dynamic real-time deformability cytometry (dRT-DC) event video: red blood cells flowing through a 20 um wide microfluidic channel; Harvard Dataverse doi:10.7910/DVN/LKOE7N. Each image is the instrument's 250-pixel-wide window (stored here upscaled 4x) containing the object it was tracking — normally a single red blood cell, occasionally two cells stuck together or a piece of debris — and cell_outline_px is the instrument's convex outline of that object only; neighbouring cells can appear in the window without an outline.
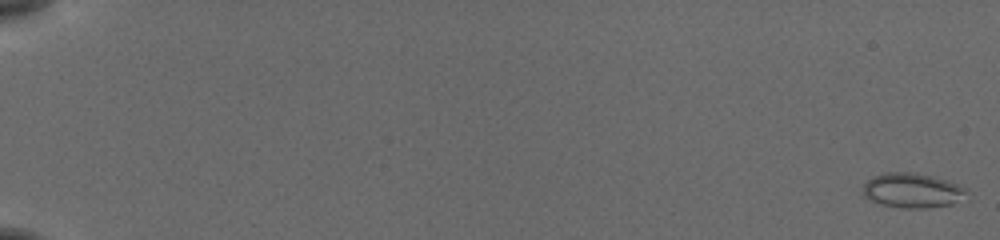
{"species": "common noctule bat (a hibernating species)", "species_latin": "Nyctalus noctula", "temperature_condition": "cold", "stored_images_in_passage": 58, "segment_of_instrument_passage": [1, 2], "camera_frame_rate_fps": 3000, "um_per_image_px": 0.085, "animal": {"sex": "female", "body_mass_g": 19.5, "forearm_length_mm": 54.1}, "frame": {"image": 1, "passage_image": 1, "time_ms": 0.0, "image_size_px": [1000, 240], "cell_outline_px": [[968, 200], [952, 204], [928, 208], [900, 208], [880, 204], [864, 196], [864, 184], [872, 176], [884, 172], [912, 172], [932, 176], [968, 188]], "centroid_in_image_um": [77.61, 16.2], "position_along_channel_um": 7.4, "area_um2": 21.27}}
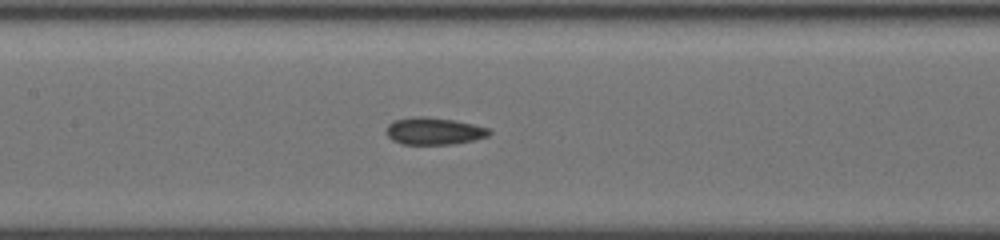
{"frame": {"image": 2, "passage_image": 30, "time_ms": 9.667, "image_size_px": [1000, 240], "cell_outline_px": [[492, 132], [488, 136], [476, 140], [452, 144], [400, 144], [392, 140], [384, 132], [388, 124], [392, 120], [416, 116], [424, 116], [452, 120], [472, 124], [488, 128]], "centroid_in_image_um": [36.84, 11.14], "position_along_channel_um": 170.6, "area_um2": 16.42}}
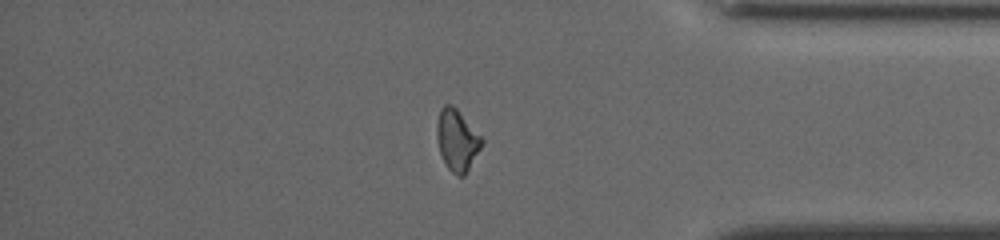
{"frame": {"image": 3, "passage_image": 49, "time_ms": 16.0, "image_size_px": [1000, 240], "cell_outline_px": [[484, 144], [464, 176], [456, 176], [448, 168], [440, 152], [436, 136], [436, 124], [440, 108], [444, 104], [452, 104], [456, 108], [484, 140]], "centroid_in_image_um": [38.84, 11.9], "position_along_channel_um": 396.4, "area_um2": 16.07}}